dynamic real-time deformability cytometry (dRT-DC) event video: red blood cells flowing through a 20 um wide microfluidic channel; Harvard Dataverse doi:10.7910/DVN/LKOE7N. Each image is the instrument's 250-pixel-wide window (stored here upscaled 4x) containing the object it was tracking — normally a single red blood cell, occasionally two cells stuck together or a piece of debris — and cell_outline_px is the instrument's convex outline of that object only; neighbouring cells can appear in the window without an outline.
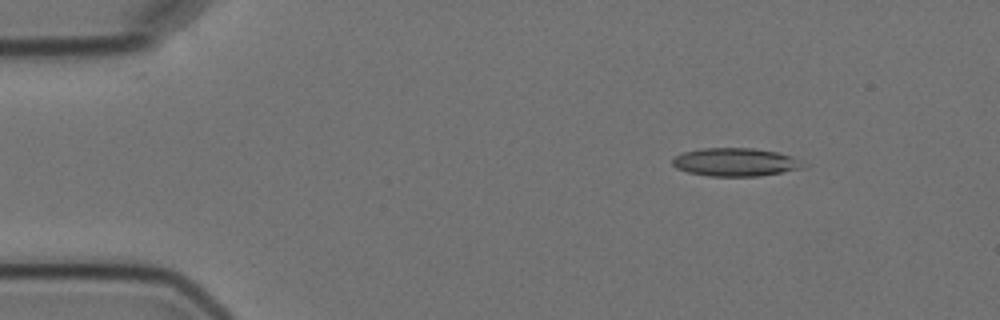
{"species": "Egyptian fruit bat (a non-hibernating species)", "species_latin": "Rousettus aegyptiacus", "temperature_condition": "cold", "stored_images_in_passage": 6, "camera_frame_rate_fps": 3000, "um_per_image_px": 0.085, "animal": {"sex": "female"}, "frame": {"image": 1, "passage_image": 3, "time_ms": 2.333, "image_size_px": [1000, 320], "cell_outline_px": [[808, 168], [760, 176], [708, 176], [688, 172], [676, 168], [672, 164], [672, 156], [684, 152], [700, 148], [752, 148], [780, 152], [792, 156], [808, 164]], "centroid_in_image_um": [62.57, 13.78], "position_along_channel_um": 22.4, "area_um2": 21.96}}
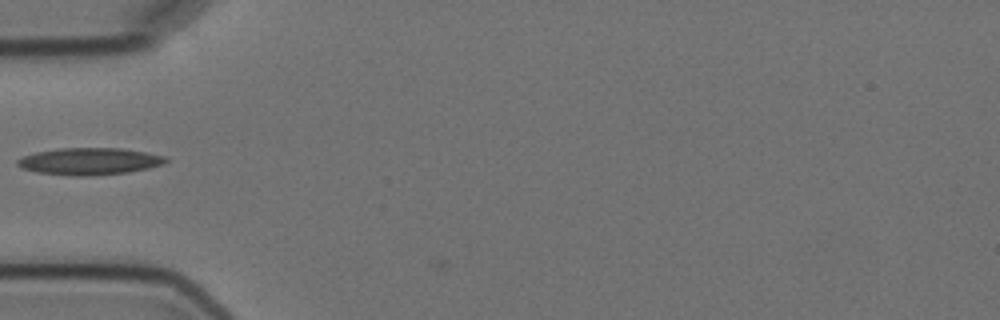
{"frame": {"image": 2, "passage_image": 6, "time_ms": 6.0, "image_size_px": [1000, 320], "cell_outline_px": [[168, 160], [164, 164], [148, 168], [128, 172], [92, 176], [72, 176], [36, 172], [20, 168], [16, 164], [16, 160], [24, 156], [36, 152], [60, 148], [124, 148], [164, 156]], "centroid_in_image_um": [7.58, 13.72], "position_along_channel_um": 77.4, "area_um2": 23.41}}